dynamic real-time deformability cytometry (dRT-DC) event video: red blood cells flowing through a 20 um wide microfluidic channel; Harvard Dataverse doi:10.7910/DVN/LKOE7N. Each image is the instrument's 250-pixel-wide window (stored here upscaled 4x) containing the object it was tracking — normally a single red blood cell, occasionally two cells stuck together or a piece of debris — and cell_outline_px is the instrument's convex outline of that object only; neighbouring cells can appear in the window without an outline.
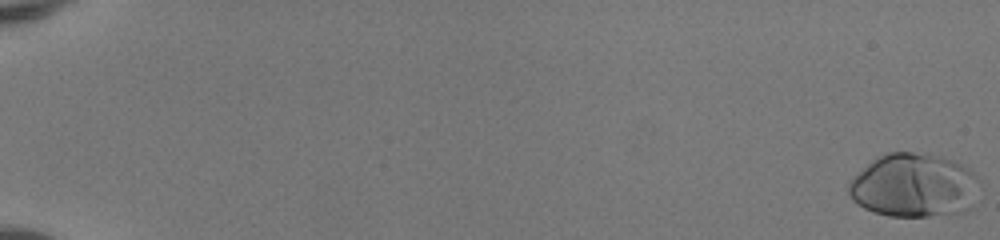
{"species": "human", "species_latin": "Homo sapiens", "temperature_condition": "room temperature", "stored_images_in_passage": 52, "camera_frame_rate_fps": 3000, "um_per_image_px": 0.085, "donor": {"sex": "female"}, "frame": {"image": 1, "passage_image": 1, "time_ms": 0.0, "image_size_px": [1000, 240], "cell_outline_px": [[976, 176], [968, 208], [964, 212], [928, 216], [888, 216], [864, 208], [852, 200], [848, 192], [848, 184], [872, 160], [888, 152], [912, 152], [940, 156], [952, 160], [968, 168]], "centroid_in_image_um": [77.61, 15.76], "position_along_channel_um": 7.4, "area_um2": 47.4}}
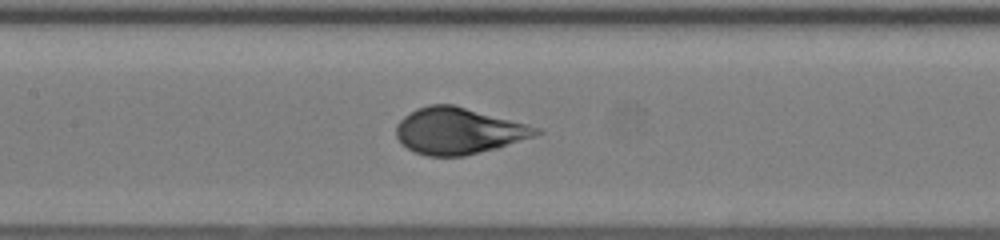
{"frame": {"image": 2, "passage_image": 28, "time_ms": 9.0, "image_size_px": [1000, 240], "cell_outline_px": [[544, 132], [496, 148], [464, 156], [428, 156], [416, 152], [408, 148], [396, 136], [396, 124], [404, 116], [416, 108], [428, 104], [452, 104], [540, 128]], "centroid_in_image_um": [38.92, 11.12], "position_along_channel_um": 168.5, "area_um2": 37.22}}
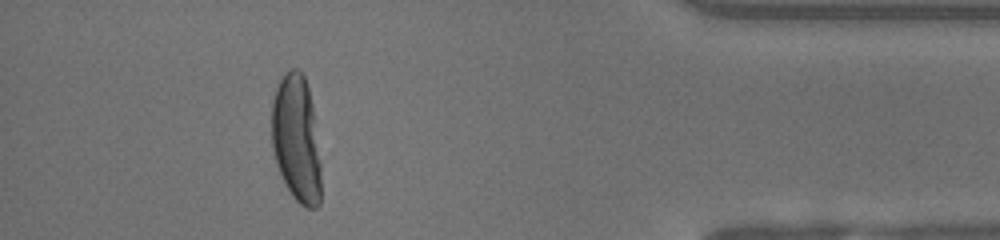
{"frame": {"image": 3, "passage_image": 48, "time_ms": 15.667, "image_size_px": [1000, 240], "cell_outline_px": [[320, 204], [316, 208], [308, 208], [300, 204], [292, 196], [276, 164], [272, 148], [272, 100], [276, 88], [280, 80], [288, 68], [300, 68], [304, 76], [308, 88], [312, 104], [320, 160]], "centroid_in_image_um": [25.19, 11.78], "position_along_channel_um": 410.0, "area_um2": 36.59}, "authors_computed_cell_mechanics": {"area_um2": 38.6971, "velocity_mm_per_s": 4.1538, "shape_relaxation_time_tau1_ms": 3.8947, "shape_relaxation_time_tau2_ms": null, "deformation_change_tau1": 0.2202, "deformation_change_tau2": null}}